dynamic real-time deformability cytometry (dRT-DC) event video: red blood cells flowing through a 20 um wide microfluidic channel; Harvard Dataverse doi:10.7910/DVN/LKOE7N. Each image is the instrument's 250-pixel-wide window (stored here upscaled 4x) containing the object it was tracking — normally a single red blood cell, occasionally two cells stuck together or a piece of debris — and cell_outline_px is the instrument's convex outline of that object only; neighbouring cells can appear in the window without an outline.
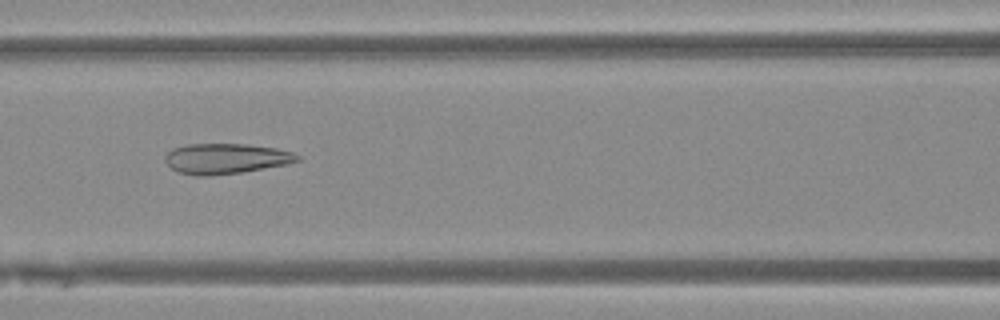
{"species": "Egyptian fruit bat (a non-hibernating species)", "species_latin": "Rousettus aegyptiacus", "temperature_condition": "warm", "stored_images_in_passage": 13, "camera_frame_rate_fps": 3000, "um_per_image_px": 0.085, "animal": {"sex": "female"}, "frame": {"image": 1, "passage_image": 8, "time_ms": 2.333, "image_size_px": [1000, 320], "cell_outline_px": [[300, 160], [288, 164], [240, 172], [204, 176], [196, 176], [180, 172], [172, 168], [164, 160], [164, 156], [172, 148], [188, 144], [244, 144], [276, 148], [292, 152], [300, 156]], "centroid_in_image_um": [19.19, 13.47], "position_along_channel_um": 147.4, "area_um2": 23.24}}